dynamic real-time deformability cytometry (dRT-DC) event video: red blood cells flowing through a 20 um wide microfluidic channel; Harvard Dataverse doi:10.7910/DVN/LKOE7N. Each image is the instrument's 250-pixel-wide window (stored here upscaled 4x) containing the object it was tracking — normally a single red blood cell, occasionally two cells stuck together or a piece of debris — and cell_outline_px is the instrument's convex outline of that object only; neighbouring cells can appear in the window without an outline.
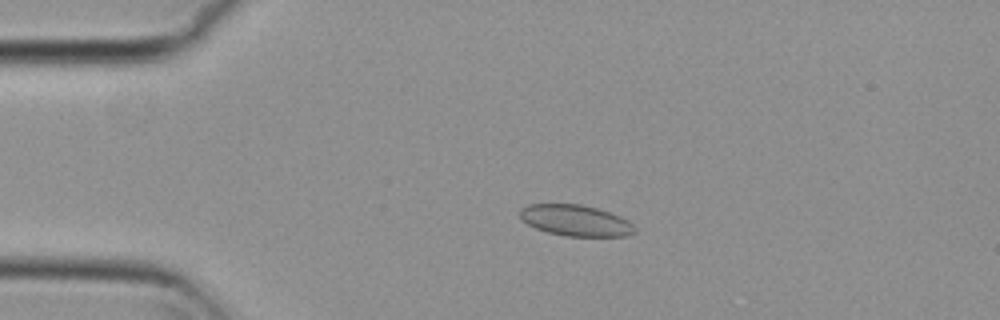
{"species": "common noctule bat (a hibernating species)", "species_latin": "Nyctalus noctula", "temperature_condition": "cold", "stored_images_in_passage": 53, "camera_frame_rate_fps": 3000, "um_per_image_px": 0.085, "animal": {"sex": "female", "body_mass_g": 29.2, "forearm_length_mm": 56.3}, "frame": {"image": 1, "passage_image": 11, "time_ms": 3.333, "image_size_px": [1000, 320], "cell_outline_px": [[636, 232], [628, 236], [564, 236], [548, 232], [536, 228], [528, 224], [520, 216], [520, 208], [528, 204], [580, 204], [596, 208], [620, 216], [628, 220], [636, 228]], "centroid_in_image_um": [48.94, 18.74], "position_along_channel_um": 36.1, "area_um2": 20.75}}
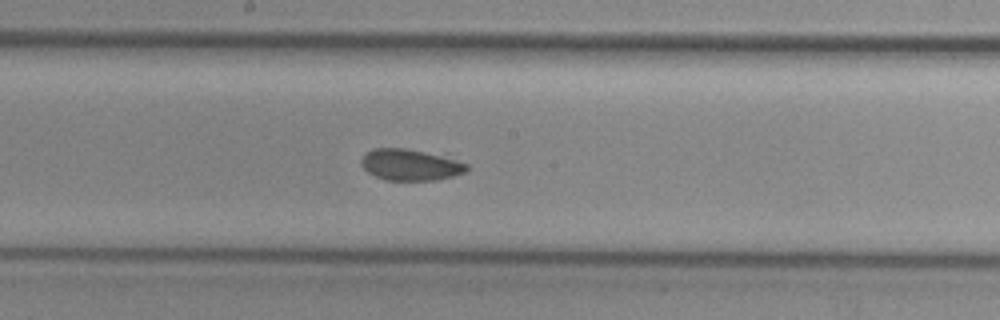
{"frame": {"image": 2, "passage_image": 28, "time_ms": 9.0, "image_size_px": [1000, 320], "cell_outline_px": [[468, 172], [436, 180], [384, 180], [368, 172], [360, 164], [360, 160], [364, 152], [372, 148], [404, 148], [456, 160], [468, 164]], "centroid_in_image_um": [34.82, 14.02], "position_along_channel_um": 213.4, "area_um2": 19.07}}
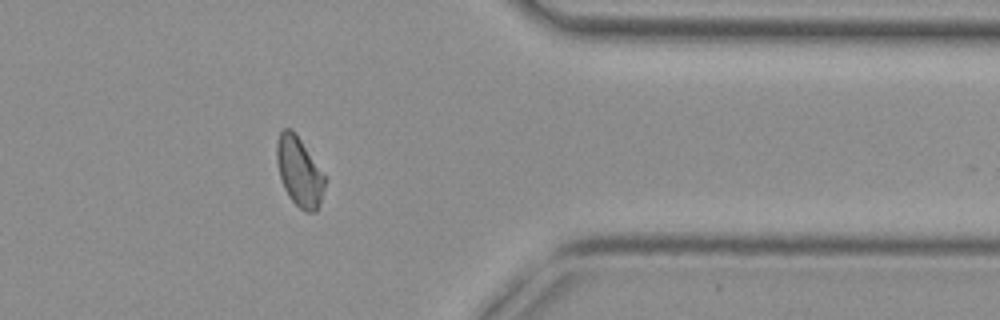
{"frame": {"image": 3, "passage_image": 43, "time_ms": 14.0, "image_size_px": [1000, 320], "cell_outline_px": [[324, 188], [316, 212], [304, 212], [288, 196], [284, 188], [280, 176], [276, 160], [276, 140], [280, 132], [284, 128], [292, 128], [324, 176]], "centroid_in_image_um": [25.39, 14.59], "position_along_channel_um": 386.0, "area_um2": 18.96}, "authors_computed_cell_mechanics": {"area_um2": 19.5364, "velocity_mm_per_s": 3.7939, "shape_relaxation_time_tau1_ms": 5.4134, "shape_relaxation_time_tau2_ms": 5.2612, "deformation_change_tau1": 0.08, "deformation_change_tau2": 0.0929}}